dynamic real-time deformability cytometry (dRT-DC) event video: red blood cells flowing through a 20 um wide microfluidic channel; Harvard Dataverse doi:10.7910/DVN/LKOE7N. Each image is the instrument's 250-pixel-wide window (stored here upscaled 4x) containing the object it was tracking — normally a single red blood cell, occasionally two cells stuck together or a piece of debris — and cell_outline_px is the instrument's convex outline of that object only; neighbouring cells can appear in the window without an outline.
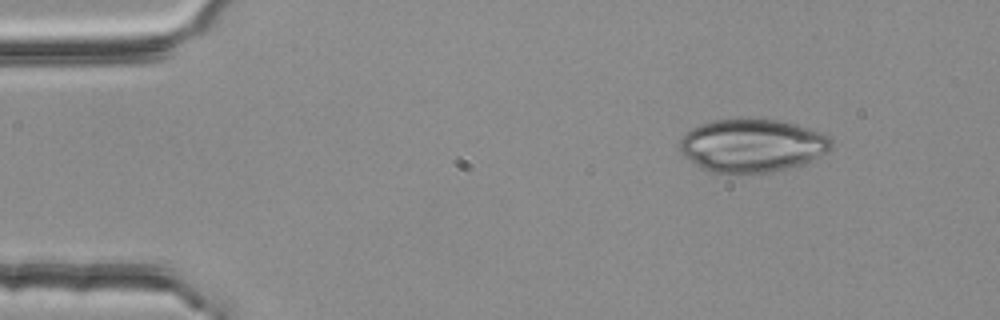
{"species": "common noctule bat (a hibernating species)", "species_latin": "Nyctalus noctula", "temperature_condition": "room temperature", "stored_images_in_passage": 5, "camera_frame_rate_fps": 3000, "um_per_image_px": 0.085, "animal": {"sex": "female", "body_mass_g": 25.1}, "frame": {"image": 1, "passage_image": 5, "time_ms": 1.333, "image_size_px": [1000, 320], "cell_outline_px": [[832, 148], [800, 164], [768, 172], [740, 176], [728, 176], [708, 172], [684, 156], [680, 152], [680, 140], [692, 128], [700, 124], [712, 120], [748, 116], [780, 120], [796, 124], [820, 132], [828, 136], [832, 140]], "centroid_in_image_um": [63.86, 12.36], "position_along_channel_um": 21.1, "area_um2": 47.92}}